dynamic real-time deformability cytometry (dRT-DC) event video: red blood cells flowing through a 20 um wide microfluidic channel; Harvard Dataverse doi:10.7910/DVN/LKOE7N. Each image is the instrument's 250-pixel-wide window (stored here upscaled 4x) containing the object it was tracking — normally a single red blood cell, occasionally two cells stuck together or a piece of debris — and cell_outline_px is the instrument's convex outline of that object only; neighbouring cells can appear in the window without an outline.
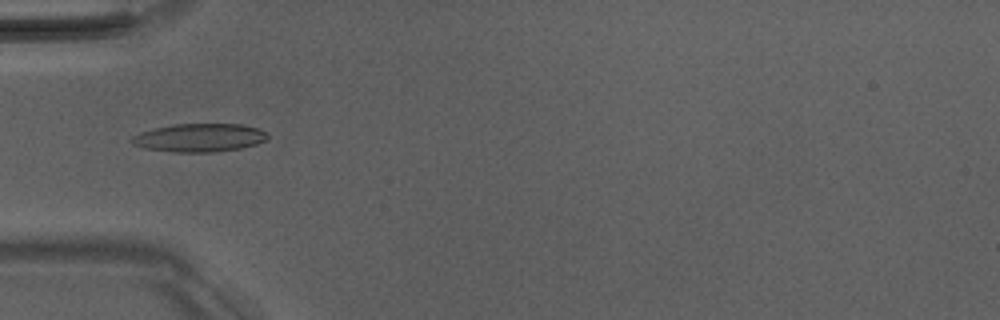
{"species": "Egyptian fruit bat (a non-hibernating species)", "species_latin": "Rousettus aegyptiacus", "temperature_condition": "room temperature", "stored_images_in_passage": 7, "camera_frame_rate_fps": 3000, "um_per_image_px": 0.085, "animal": {"sex": "male"}, "frame": {"image": 1, "passage_image": 5, "time_ms": 4.667, "image_size_px": [1000, 320], "cell_outline_px": [[268, 136], [264, 140], [256, 144], [240, 148], [216, 152], [172, 152], [144, 148], [132, 144], [128, 140], [132, 136], [140, 132], [152, 128], [172, 124], [240, 124], [256, 128], [268, 132]], "centroid_in_image_um": [16.89, 11.7], "position_along_channel_um": 68.1, "area_um2": 22.54}}